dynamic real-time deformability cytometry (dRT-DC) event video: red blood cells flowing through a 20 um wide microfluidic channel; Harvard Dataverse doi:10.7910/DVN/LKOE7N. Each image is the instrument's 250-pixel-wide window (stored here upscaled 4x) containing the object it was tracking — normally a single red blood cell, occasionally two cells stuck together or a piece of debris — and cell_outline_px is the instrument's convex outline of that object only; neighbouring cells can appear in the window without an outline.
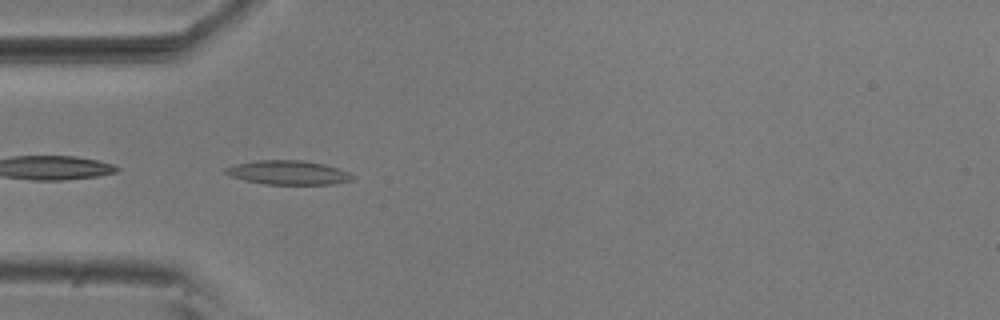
{"species": "common noctule bat (a hibernating species)", "species_latin": "Nyctalus noctula", "temperature_condition": "room temperature", "stored_images_in_passage": 8, "camera_frame_rate_fps": 3000, "um_per_image_px": 0.085, "animal": {"sex": "male", "body_mass_g": 20.5, "forearm_length_mm": 52.5}, "frame": {"image": 1, "passage_image": 5, "time_ms": 1.333, "image_size_px": [1000, 320], "cell_outline_px": [[356, 176], [352, 180], [336, 184], [264, 184], [244, 180], [232, 176], [224, 172], [224, 168], [236, 164], [256, 160], [304, 160], [324, 164], [348, 172]], "centroid_in_image_um": [24.51, 14.67], "position_along_channel_um": 60.5, "area_um2": 17.8}}
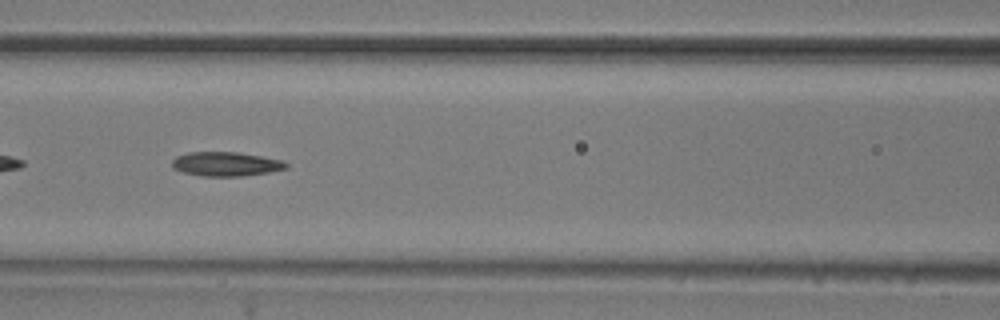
{"frame": {"image": 2, "passage_image": 7, "time_ms": 2.0, "image_size_px": [1000, 320], "cell_outline_px": [[288, 168], [268, 172], [240, 176], [200, 176], [184, 172], [172, 168], [172, 160], [176, 156], [188, 152], [236, 152], [260, 156], [280, 160], [288, 164]], "centroid_in_image_um": [19.16, 13.94], "position_along_channel_um": 147.4, "area_um2": 15.95}}
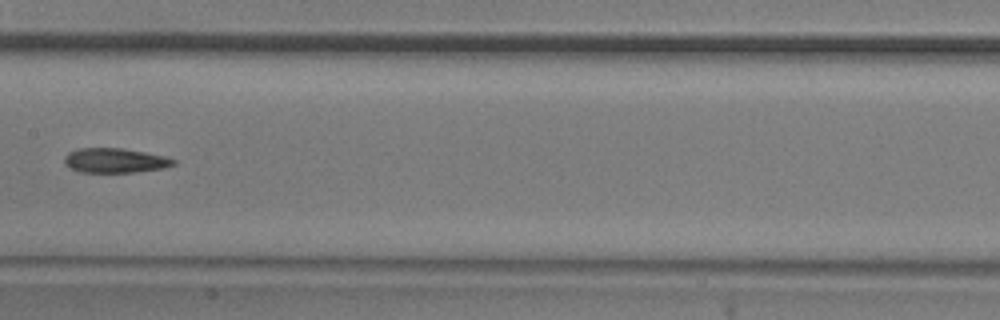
{"frame": {"image": 3, "passage_image": 8, "time_ms": 2.333, "image_size_px": [1000, 320], "cell_outline_px": [[176, 164], [164, 168], [136, 172], [80, 172], [68, 168], [64, 164], [64, 156], [68, 152], [76, 148], [124, 148], [164, 156], [176, 160]], "centroid_in_image_um": [9.73, 13.64], "position_along_channel_um": 197.7, "area_um2": 15.84}}